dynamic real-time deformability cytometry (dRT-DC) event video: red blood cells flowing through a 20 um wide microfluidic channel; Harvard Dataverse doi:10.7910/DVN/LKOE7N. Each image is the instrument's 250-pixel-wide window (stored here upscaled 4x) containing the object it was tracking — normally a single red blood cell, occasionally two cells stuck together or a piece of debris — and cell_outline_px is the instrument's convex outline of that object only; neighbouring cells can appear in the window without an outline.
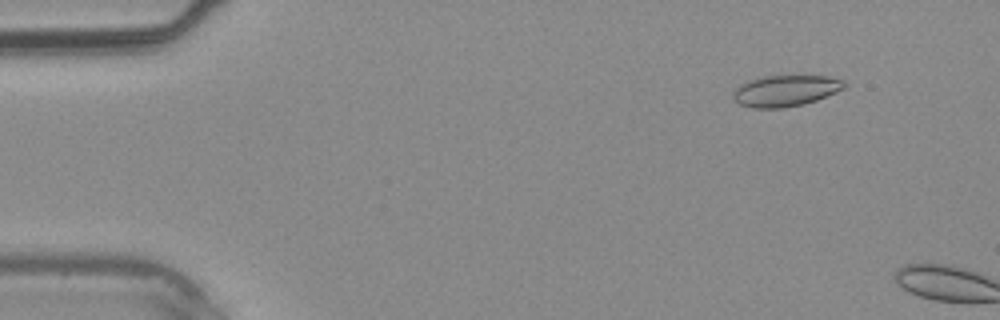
{"species": "common noctule bat (a hibernating species)", "species_latin": "Nyctalus noctula", "temperature_condition": "warm", "stored_images_in_passage": 7, "camera_frame_rate_fps": 3000, "um_per_image_px": 0.085, "animal": {"sex": "male", "body_mass_g": 20.4}, "frame": {"image": 1, "passage_image": 5, "time_ms": 1.333, "image_size_px": [1000, 320], "cell_outline_px": [[848, 84], [844, 88], [836, 92], [816, 100], [804, 104], [784, 108], [752, 108], [740, 104], [732, 100], [732, 92], [740, 84], [748, 80], [780, 72], [828, 76], [844, 80]], "centroid_in_image_um": [66.77, 7.66], "position_along_channel_um": 18.2, "area_um2": 21.33}}